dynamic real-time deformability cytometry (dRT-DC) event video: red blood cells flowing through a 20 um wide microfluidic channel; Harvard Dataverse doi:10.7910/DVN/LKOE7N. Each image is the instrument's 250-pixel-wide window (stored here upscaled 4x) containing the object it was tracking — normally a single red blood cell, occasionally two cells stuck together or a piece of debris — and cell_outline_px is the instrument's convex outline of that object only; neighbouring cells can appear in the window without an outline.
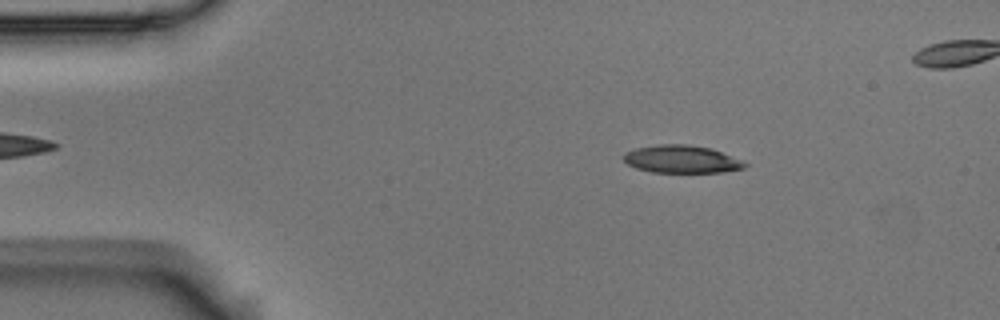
{"species": "Egyptian fruit bat (a non-hibernating species)", "species_latin": "Rousettus aegyptiacus", "temperature_condition": "room temperature", "stored_images_in_passage": 4, "camera_frame_rate_fps": 3000, "um_per_image_px": 0.085, "animal": {"sex": "male"}, "frame": {"image": 1, "passage_image": 1, "time_ms": 0.0, "image_size_px": [1000, 320], "cell_outline_px": [[748, 164], [744, 168], [720, 172], [652, 172], [636, 168], [628, 164], [620, 156], [624, 152], [632, 148], [656, 144], [688, 144], [712, 148], [740, 160]], "centroid_in_image_um": [57.85, 13.51], "position_along_channel_um": 27.1, "area_um2": 19.71}}